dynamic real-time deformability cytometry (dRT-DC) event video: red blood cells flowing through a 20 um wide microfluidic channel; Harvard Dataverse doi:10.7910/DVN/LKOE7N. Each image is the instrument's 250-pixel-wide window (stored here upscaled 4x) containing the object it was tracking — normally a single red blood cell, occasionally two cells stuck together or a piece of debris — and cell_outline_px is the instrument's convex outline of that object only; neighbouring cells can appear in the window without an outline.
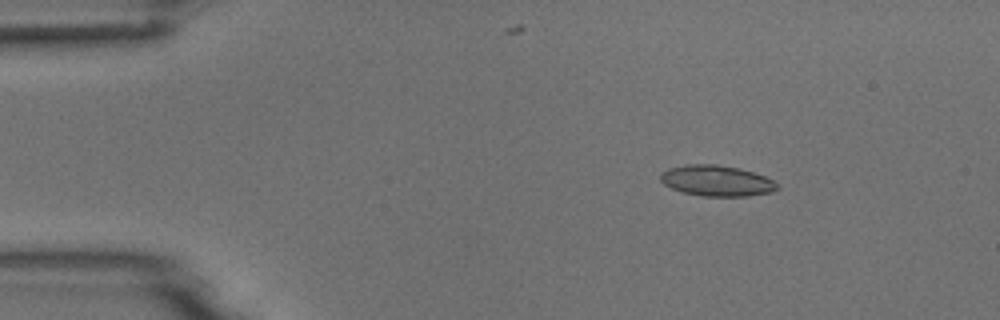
{"species": "common noctule bat (a hibernating species)", "species_latin": "Nyctalus noctula", "temperature_condition": "room temperature", "stored_images_in_passage": 4, "camera_frame_rate_fps": 3000, "um_per_image_px": 0.085, "animal": {"sex": "male", "body_mass_g": 18.8}, "frame": {"image": 1, "passage_image": 3, "time_ms": 2.333, "image_size_px": [1000, 320], "cell_outline_px": [[780, 188], [772, 192], [748, 196], [704, 196], [684, 192], [672, 188], [664, 184], [660, 180], [660, 172], [668, 168], [684, 164], [716, 164], [740, 168], [764, 176], [772, 180]], "centroid_in_image_um": [60.89, 15.35], "position_along_channel_um": 24.1, "area_um2": 20.98}}